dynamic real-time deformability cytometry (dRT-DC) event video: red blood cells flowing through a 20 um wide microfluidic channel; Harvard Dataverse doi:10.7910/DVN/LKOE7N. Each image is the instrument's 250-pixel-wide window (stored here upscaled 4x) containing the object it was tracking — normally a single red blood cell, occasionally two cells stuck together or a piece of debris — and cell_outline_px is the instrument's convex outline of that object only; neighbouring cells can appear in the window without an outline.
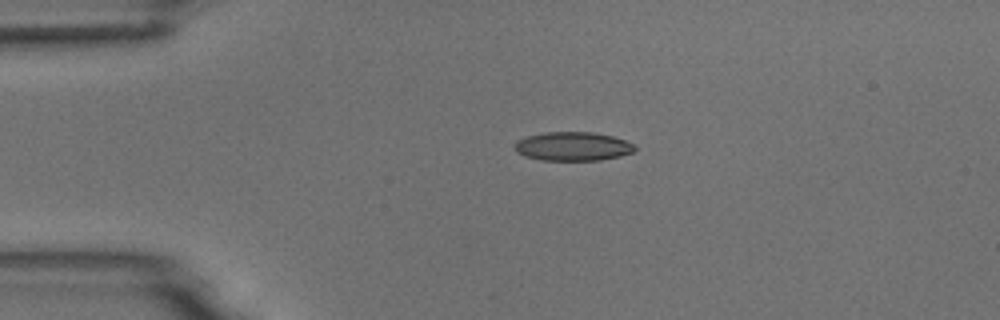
{"species": "common noctule bat (a hibernating species)", "species_latin": "Nyctalus noctula", "temperature_condition": "room temperature", "stored_images_in_passage": 2, "camera_frame_rate_fps": 3000, "um_per_image_px": 0.085, "animal": {"sex": "male", "body_mass_g": 18.8}, "frame": {"image": 1, "passage_image": 1, "time_ms": 0.0, "image_size_px": [1000, 320], "cell_outline_px": [[636, 152], [620, 156], [600, 160], [540, 160], [524, 156], [516, 152], [516, 140], [528, 136], [544, 132], [592, 132], [612, 136], [636, 144]], "centroid_in_image_um": [48.72, 12.44], "position_along_channel_um": 36.3, "area_um2": 20.29}}